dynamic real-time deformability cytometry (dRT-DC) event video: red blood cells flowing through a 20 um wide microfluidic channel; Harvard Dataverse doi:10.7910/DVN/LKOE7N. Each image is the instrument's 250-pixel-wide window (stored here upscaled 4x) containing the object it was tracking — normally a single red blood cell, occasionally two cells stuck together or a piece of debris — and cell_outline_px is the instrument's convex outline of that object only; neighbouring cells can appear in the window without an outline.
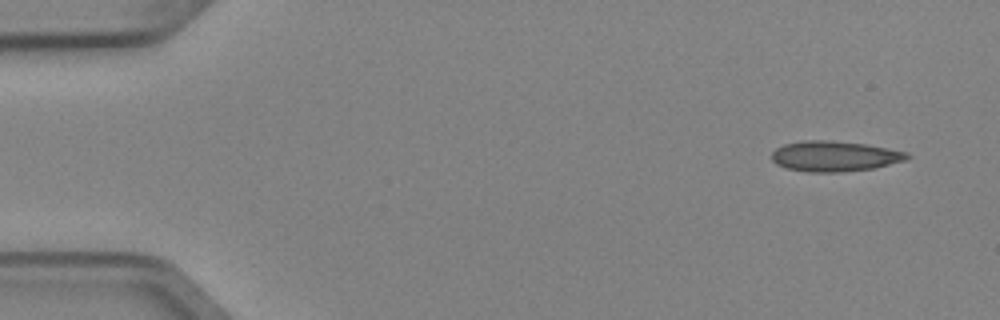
{"species": "Egyptian fruit bat (a non-hibernating species)", "species_latin": "Rousettus aegyptiacus", "temperature_condition": "cold", "stored_images_in_passage": 4, "camera_frame_rate_fps": 3000, "um_per_image_px": 0.085, "animal": {"sex": "female"}, "frame": {"image": 1, "passage_image": 1, "time_ms": 0.0, "image_size_px": [1000, 320], "cell_outline_px": [[912, 156], [908, 160], [876, 168], [844, 172], [808, 172], [788, 168], [776, 164], [772, 160], [772, 152], [776, 148], [784, 144], [804, 140], [828, 140], [864, 144], [908, 152]], "centroid_in_image_um": [70.98, 13.28], "position_along_channel_um": 14.0, "area_um2": 24.16}}
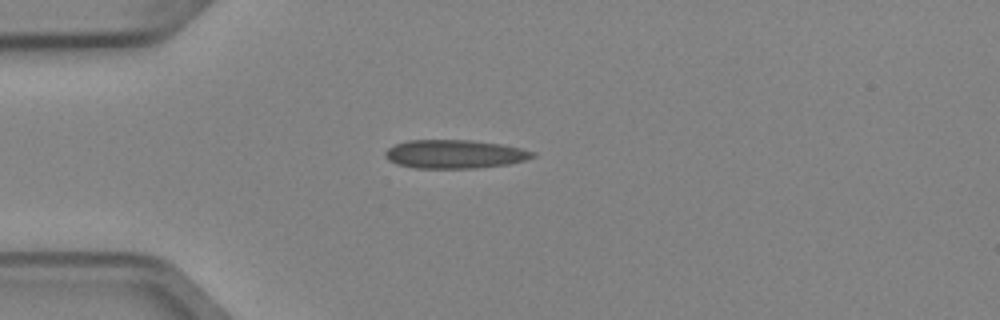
{"frame": {"image": 2, "passage_image": 4, "time_ms": 1.0, "image_size_px": [1000, 320], "cell_outline_px": [[536, 156], [524, 160], [508, 164], [476, 168], [416, 168], [396, 164], [388, 160], [384, 156], [384, 152], [388, 148], [396, 144], [408, 140], [472, 140], [504, 144], [536, 152]], "centroid_in_image_um": [38.65, 13.09], "position_along_channel_um": 46.4, "area_um2": 24.68}}